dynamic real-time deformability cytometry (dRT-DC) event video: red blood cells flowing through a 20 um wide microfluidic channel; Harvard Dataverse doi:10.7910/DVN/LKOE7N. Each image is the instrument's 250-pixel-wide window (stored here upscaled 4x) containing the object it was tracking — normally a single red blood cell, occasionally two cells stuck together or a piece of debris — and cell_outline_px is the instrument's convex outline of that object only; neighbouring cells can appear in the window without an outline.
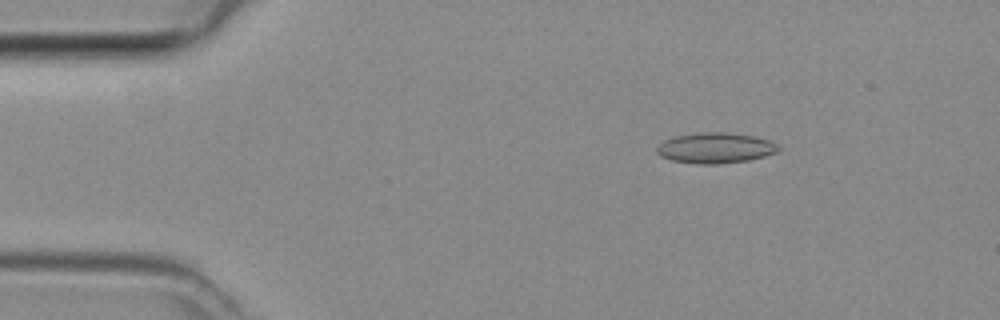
{"species": "common noctule bat (a hibernating species)", "species_latin": "Nyctalus noctula", "temperature_condition": "room temperature", "stored_images_in_passage": 5, "camera_frame_rate_fps": 3000, "um_per_image_px": 0.085, "animal": {"sex": "female", "body_mass_g": 29.2, "forearm_length_mm": 56.3}, "frame": {"image": 1, "passage_image": 2, "time_ms": 0.333, "image_size_px": [1000, 320], "cell_outline_px": [[780, 152], [748, 160], [720, 164], [700, 164], [672, 160], [660, 156], [656, 152], [656, 148], [664, 140], [672, 136], [704, 132], [724, 132], [752, 136], [768, 140], [776, 144], [780, 148]], "centroid_in_image_um": [60.79, 12.58], "position_along_channel_um": 24.2, "area_um2": 21.62}}
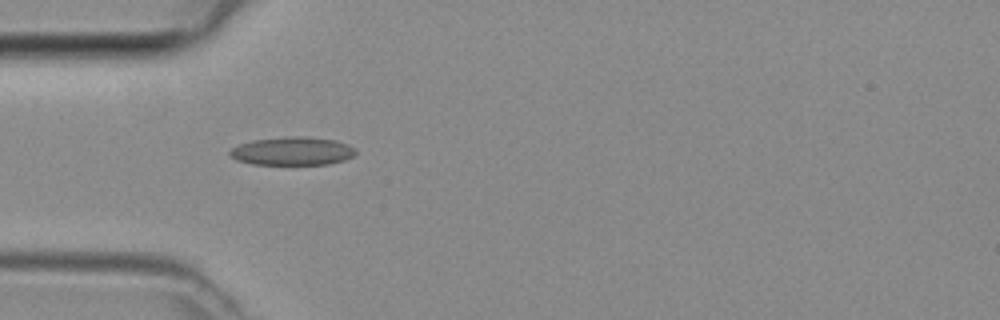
{"frame": {"image": 2, "passage_image": 4, "time_ms": 1.0, "image_size_px": [1000, 320], "cell_outline_px": [[356, 152], [352, 156], [344, 160], [328, 164], [252, 164], [236, 160], [228, 152], [232, 148], [240, 144], [252, 140], [284, 136], [308, 136], [336, 140], [348, 144], [356, 148]], "centroid_in_image_um": [24.87, 12.83], "position_along_channel_um": 60.1, "area_um2": 20.87}}
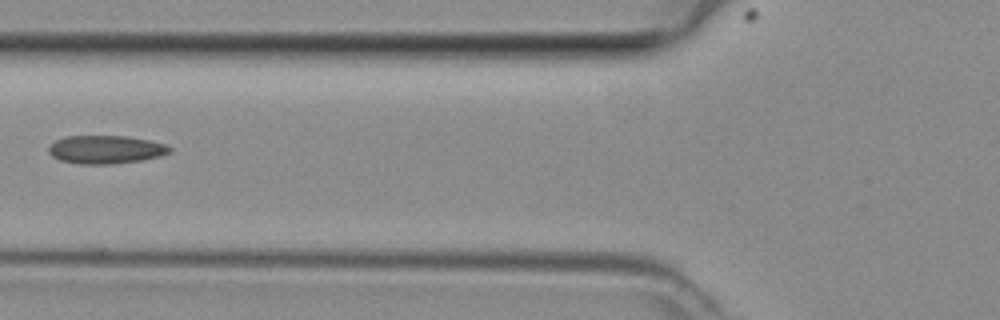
{"frame": {"image": 3, "passage_image": 5, "time_ms": 1.333, "image_size_px": [1000, 320], "cell_outline_px": [[172, 152], [160, 156], [144, 160], [112, 164], [80, 164], [60, 160], [52, 156], [48, 152], [48, 148], [56, 140], [68, 136], [128, 136], [148, 140], [164, 144], [172, 148]], "centroid_in_image_um": [9.01, 12.72], "position_along_channel_um": 116.8, "area_um2": 19.94}}